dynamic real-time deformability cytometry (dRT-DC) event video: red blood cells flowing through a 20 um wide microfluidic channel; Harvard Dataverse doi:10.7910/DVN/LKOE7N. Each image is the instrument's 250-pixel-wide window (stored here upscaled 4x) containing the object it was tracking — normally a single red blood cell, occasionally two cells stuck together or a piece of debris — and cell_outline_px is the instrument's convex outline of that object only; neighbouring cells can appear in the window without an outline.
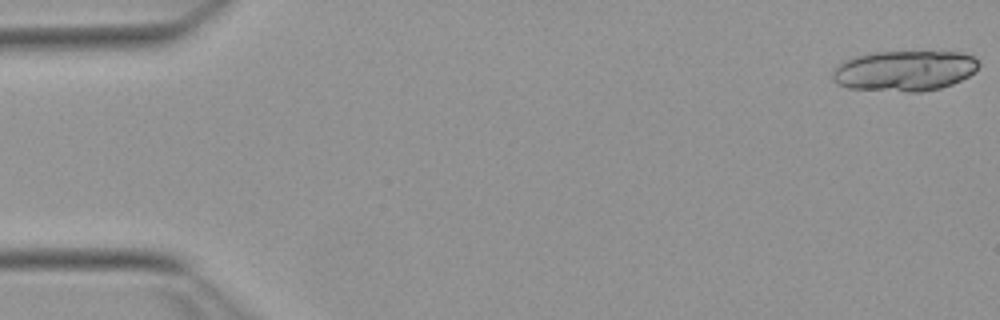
{"species": "Egyptian fruit bat (a non-hibernating species)", "species_latin": "Rousettus aegyptiacus", "temperature_condition": "warm", "stored_images_in_passage": 18, "camera_frame_rate_fps": 3000, "um_per_image_px": 0.085, "animal": {"sex": "female"}, "frame": {"image": 1, "passage_image": 1, "time_ms": 0.0, "image_size_px": [1000, 320], "cell_outline_px": [[980, 64], [968, 76], [952, 84], [940, 88], [920, 92], [908, 92], [848, 88], [840, 84], [832, 76], [832, 72], [840, 64], [856, 56], [876, 52], [960, 52], [972, 56]], "centroid_in_image_um": [76.9, 6.02], "position_along_channel_um": 8.1, "area_um2": 33.99}}